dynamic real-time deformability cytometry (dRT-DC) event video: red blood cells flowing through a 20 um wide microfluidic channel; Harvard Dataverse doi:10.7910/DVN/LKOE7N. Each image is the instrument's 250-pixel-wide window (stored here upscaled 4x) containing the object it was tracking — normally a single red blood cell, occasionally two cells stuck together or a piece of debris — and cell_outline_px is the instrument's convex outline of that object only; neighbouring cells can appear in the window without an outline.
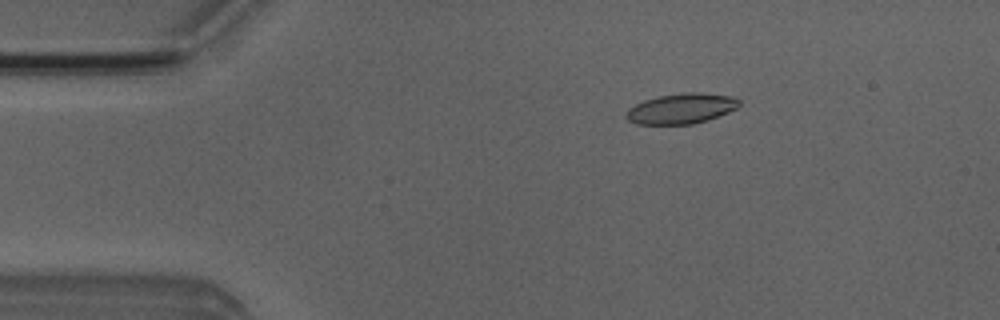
{"species": "Egyptian fruit bat (a non-hibernating species)", "species_latin": "Rousettus aegyptiacus", "temperature_condition": "room temperature", "stored_images_in_passage": 6, "camera_frame_rate_fps": 3000, "um_per_image_px": 0.085, "animal": {"sex": "male"}, "frame": {"image": 1, "passage_image": 2, "time_ms": 1.333, "image_size_px": [1000, 320], "cell_outline_px": [[740, 104], [736, 108], [728, 112], [708, 120], [692, 124], [636, 124], [628, 120], [624, 116], [628, 108], [644, 100], [660, 96], [680, 92], [700, 92], [732, 96], [740, 100]], "centroid_in_image_um": [57.9, 9.22], "position_along_channel_um": 27.1, "area_um2": 20.06}}